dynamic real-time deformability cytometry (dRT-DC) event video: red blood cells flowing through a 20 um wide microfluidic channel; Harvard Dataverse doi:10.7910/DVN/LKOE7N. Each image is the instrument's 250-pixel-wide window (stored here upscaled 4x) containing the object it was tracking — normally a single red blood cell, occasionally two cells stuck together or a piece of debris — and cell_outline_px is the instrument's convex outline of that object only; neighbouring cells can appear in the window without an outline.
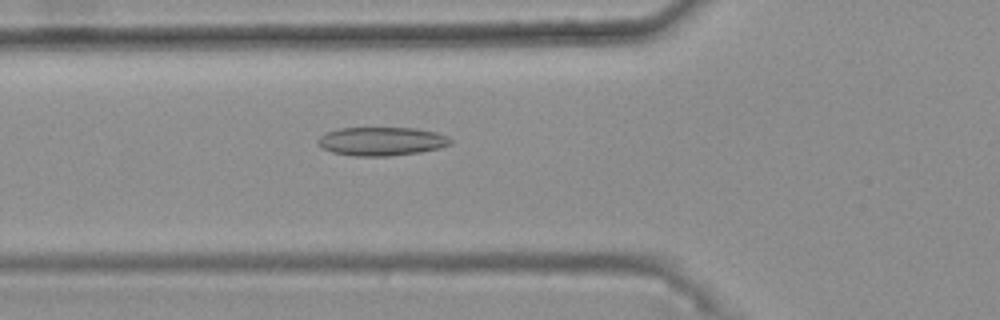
{"species": "common noctule bat (a hibernating species)", "species_latin": "Nyctalus noctula", "temperature_condition": "warm", "stored_images_in_passage": 48, "camera_frame_rate_fps": 3000, "um_per_image_px": 0.085, "animal": {"sex": "female", "body_mass_g": 25.1}, "frame": {"image": 1, "passage_image": 19, "time_ms": 6.0, "image_size_px": [1000, 320], "cell_outline_px": [[452, 144], [440, 148], [420, 152], [392, 156], [352, 156], [332, 152], [324, 148], [316, 140], [320, 136], [328, 132], [340, 128], [416, 128], [436, 132], [448, 136], [452, 140]], "centroid_in_image_um": [32.48, 12.01], "position_along_channel_um": 93.3, "area_um2": 22.14}}
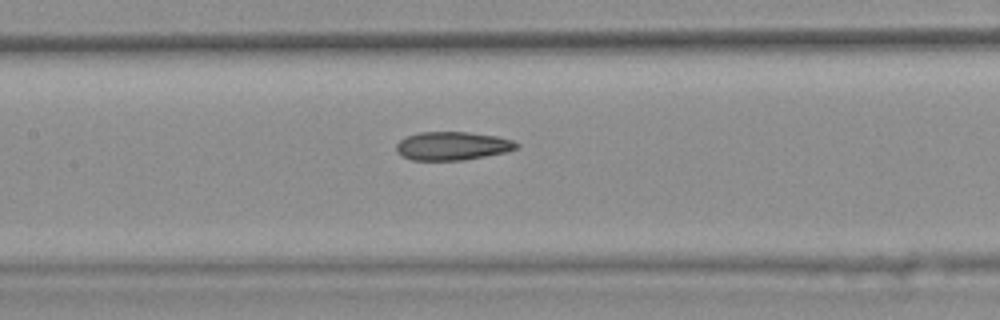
{"frame": {"image": 2, "passage_image": 25, "time_ms": 8.0, "image_size_px": [1000, 320], "cell_outline_px": [[520, 148], [504, 152], [464, 160], [412, 160], [400, 156], [396, 152], [396, 144], [404, 136], [420, 132], [468, 132], [496, 136], [512, 140], [520, 144]], "centroid_in_image_um": [38.42, 12.4], "position_along_channel_um": 169.0, "area_um2": 20.06}}
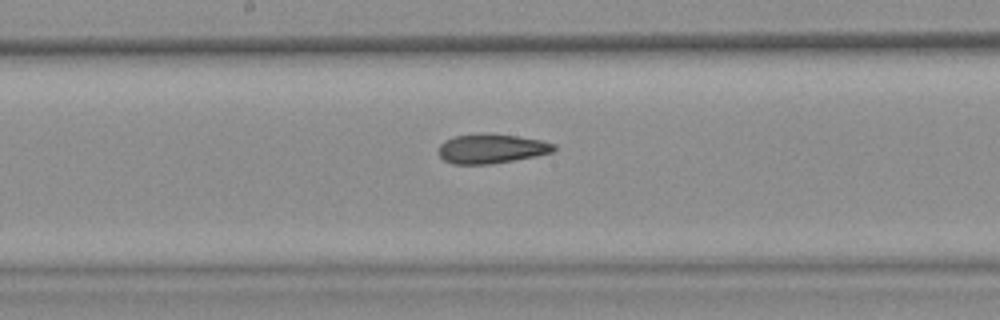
{"frame": {"image": 3, "passage_image": 28, "time_ms": 9.0, "image_size_px": [1000, 320], "cell_outline_px": [[556, 148], [552, 152], [536, 156], [492, 164], [452, 164], [444, 160], [436, 152], [440, 144], [444, 140], [456, 136], [516, 136], [540, 140], [556, 144]], "centroid_in_image_um": [41.75, 12.68], "position_along_channel_um": 206.4, "area_um2": 19.13}, "authors_computed_cell_mechanics": {"area_um2": 20.4034, "velocity_mm_per_s": 3.7687, "shape_relaxation_time_tau1_ms": null, "shape_relaxation_time_tau2_ms": 2.404, "deformation_change_tau1": null, "deformation_change_tau2": 0.0858}}